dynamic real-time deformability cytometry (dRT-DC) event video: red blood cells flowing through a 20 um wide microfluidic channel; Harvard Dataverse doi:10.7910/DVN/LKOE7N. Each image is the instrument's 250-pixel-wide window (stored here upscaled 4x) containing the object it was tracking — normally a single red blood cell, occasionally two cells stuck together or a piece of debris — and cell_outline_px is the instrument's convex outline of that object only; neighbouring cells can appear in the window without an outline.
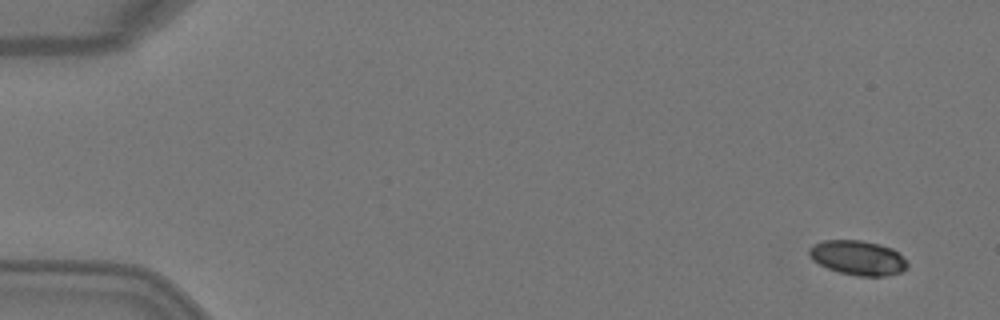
{"species": "Egyptian fruit bat (a non-hibernating species)", "species_latin": "Rousettus aegyptiacus", "temperature_condition": "warm", "stored_images_in_passage": 6, "camera_frame_rate_fps": 3000, "um_per_image_px": 0.085, "animal": {"sex": "female"}, "frame": {"image": 1, "passage_image": 1, "time_ms": 0.0, "image_size_px": [1000, 320], "cell_outline_px": [[908, 264], [900, 272], [888, 276], [856, 276], [840, 272], [828, 268], [812, 260], [808, 256], [808, 248], [812, 244], [824, 240], [860, 240], [880, 244], [892, 248]], "centroid_in_image_um": [72.86, 21.9], "position_along_channel_um": 12.1, "area_um2": 19.71}}
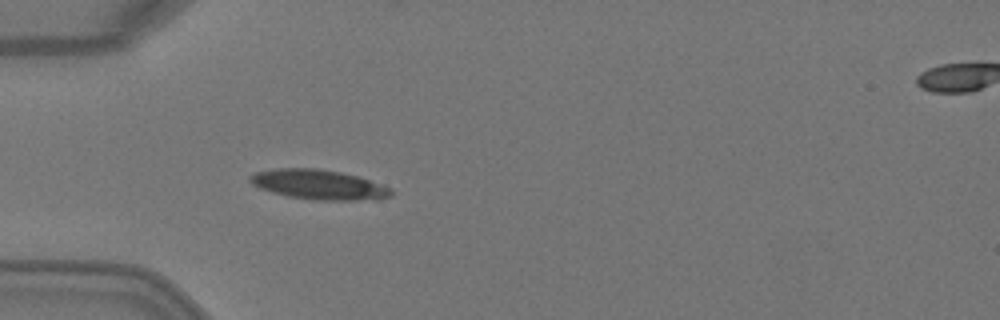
{"frame": {"image": 2, "passage_image": 5, "time_ms": 1.333, "image_size_px": [1000, 320], "cell_outline_px": [[392, 196], [380, 200], [316, 200], [288, 196], [272, 192], [260, 188], [252, 184], [248, 180], [248, 176], [256, 172], [276, 168], [316, 168], [340, 172], [356, 176], [392, 188]], "centroid_in_image_um": [27.1, 15.7], "position_along_channel_um": 57.9, "area_um2": 24.51}}